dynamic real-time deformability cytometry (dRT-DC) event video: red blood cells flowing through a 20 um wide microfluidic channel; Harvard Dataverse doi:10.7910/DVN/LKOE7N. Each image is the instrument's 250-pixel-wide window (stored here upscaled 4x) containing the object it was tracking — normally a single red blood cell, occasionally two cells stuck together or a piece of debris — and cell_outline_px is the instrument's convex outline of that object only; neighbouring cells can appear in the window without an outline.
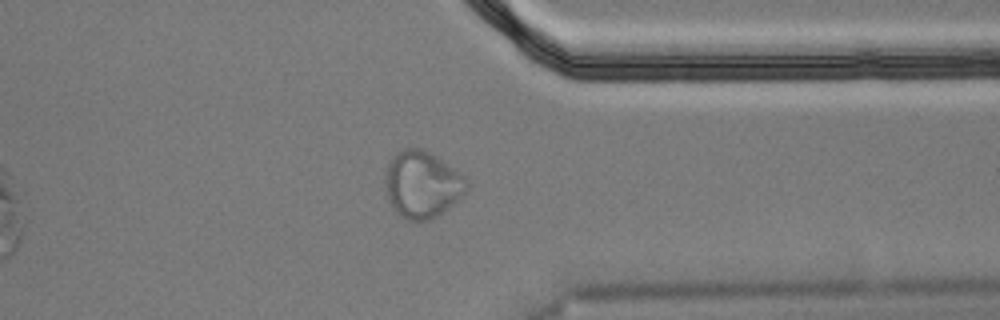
{"species": "Egyptian fruit bat (a non-hibernating species)", "species_latin": "Rousettus aegyptiacus", "temperature_condition": "cold", "stored_images_in_passage": 54, "segment_of_instrument_passage": [2, 2], "camera_frame_rate_fps": 3000, "um_per_image_px": 0.085, "animal": {"sex": "male"}, "frame": {"image": 1, "passage_image": 42, "time_ms": 13.667, "image_size_px": [1000, 320], "cell_outline_px": [[468, 188], [464, 196], [448, 208], [436, 216], [428, 220], [408, 220], [396, 212], [388, 200], [384, 184], [384, 172], [388, 160], [400, 148], [420, 148], [436, 156], [460, 172], [464, 176], [468, 184]], "centroid_in_image_um": [35.85, 15.66], "position_along_channel_um": 375.5, "area_um2": 32.08}}
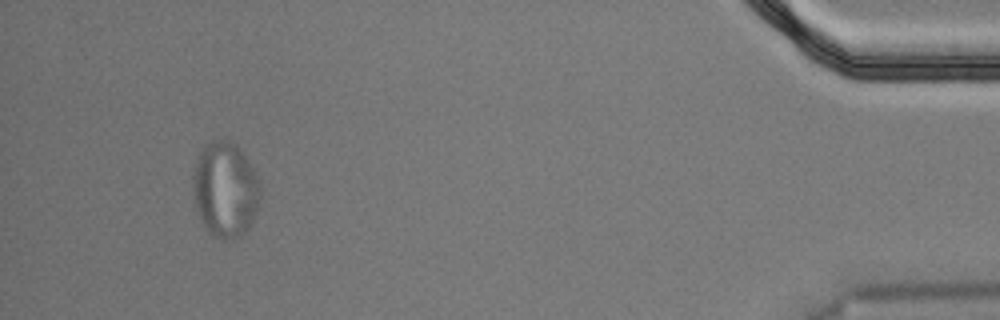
{"frame": {"image": 2, "passage_image": 51, "time_ms": 16.667, "image_size_px": [1000, 320], "cell_outline_px": [[260, 200], [256, 212], [248, 228], [240, 236], [232, 240], [220, 240], [212, 236], [208, 232], [200, 220], [196, 208], [192, 192], [192, 176], [200, 152], [212, 140], [228, 140], [236, 144], [240, 148], [248, 160], [260, 184]], "centroid_in_image_um": [19.13, 16.15], "position_along_channel_um": 416.1, "area_um2": 37.63}}